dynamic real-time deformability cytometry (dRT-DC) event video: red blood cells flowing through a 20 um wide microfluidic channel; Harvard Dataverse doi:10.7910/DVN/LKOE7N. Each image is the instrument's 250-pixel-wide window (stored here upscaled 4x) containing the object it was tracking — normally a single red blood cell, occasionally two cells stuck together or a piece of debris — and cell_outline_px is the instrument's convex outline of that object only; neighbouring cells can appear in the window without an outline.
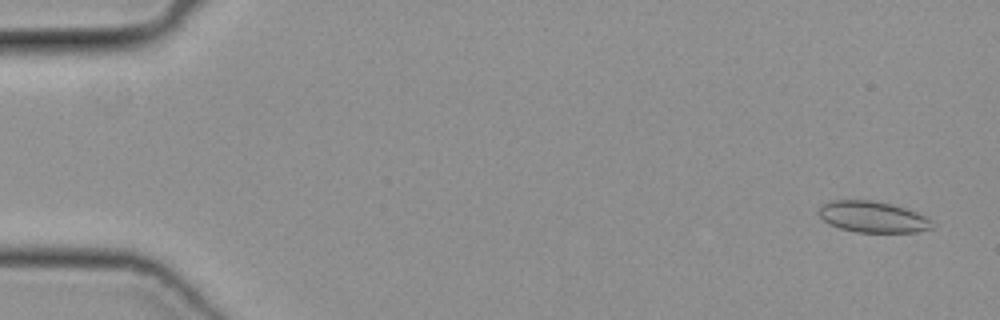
{"species": "common noctule bat (a hibernating species)", "species_latin": "Nyctalus noctula", "temperature_condition": "cold", "stored_images_in_passage": 49, "camera_frame_rate_fps": 3000, "um_per_image_px": 0.085, "animal": {"sex": "female", "body_mass_g": 19.3, "forearm_length_mm": 54.1}, "frame": {"image": 1, "passage_image": 2, "time_ms": 0.333, "image_size_px": [1000, 320], "cell_outline_px": [[932, 228], [916, 232], [856, 232], [840, 228], [828, 224], [816, 212], [820, 204], [832, 200], [868, 200], [888, 204], [904, 208], [916, 212], [932, 220]], "centroid_in_image_um": [74.12, 18.44], "position_along_channel_um": 10.9, "area_um2": 20.52}}
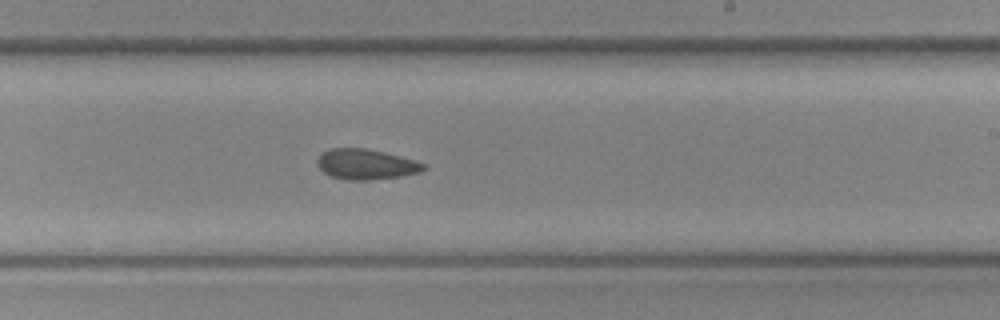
{"frame": {"image": 2, "passage_image": 30, "time_ms": 9.667, "image_size_px": [1000, 320], "cell_outline_px": [[424, 168], [420, 172], [400, 176], [368, 180], [348, 180], [328, 176], [316, 164], [316, 160], [324, 152], [332, 148], [364, 148], [384, 152], [412, 160], [424, 164]], "centroid_in_image_um": [31.04, 13.97], "position_along_channel_um": 258.0, "area_um2": 18.5}}
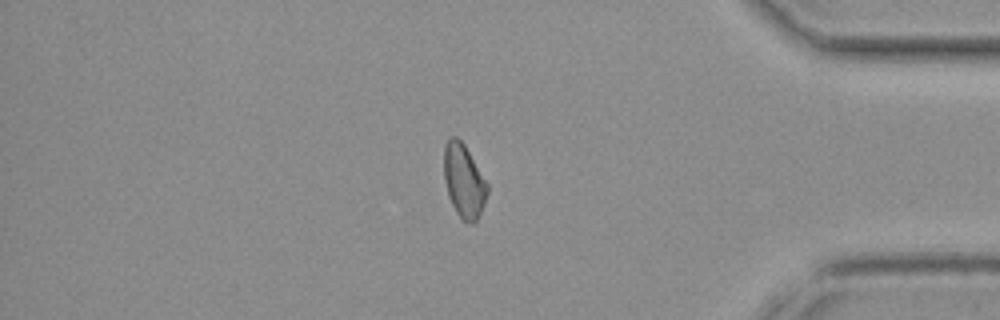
{"frame": {"image": 3, "passage_image": 42, "time_ms": 13.667, "image_size_px": [1000, 320], "cell_outline_px": [[488, 192], [484, 204], [476, 220], [472, 224], [464, 220], [456, 212], [448, 196], [444, 180], [444, 144], [452, 136], [456, 136], [464, 144], [488, 184]], "centroid_in_image_um": [39.42, 15.36], "position_along_channel_um": 395.8, "area_um2": 18.38}}